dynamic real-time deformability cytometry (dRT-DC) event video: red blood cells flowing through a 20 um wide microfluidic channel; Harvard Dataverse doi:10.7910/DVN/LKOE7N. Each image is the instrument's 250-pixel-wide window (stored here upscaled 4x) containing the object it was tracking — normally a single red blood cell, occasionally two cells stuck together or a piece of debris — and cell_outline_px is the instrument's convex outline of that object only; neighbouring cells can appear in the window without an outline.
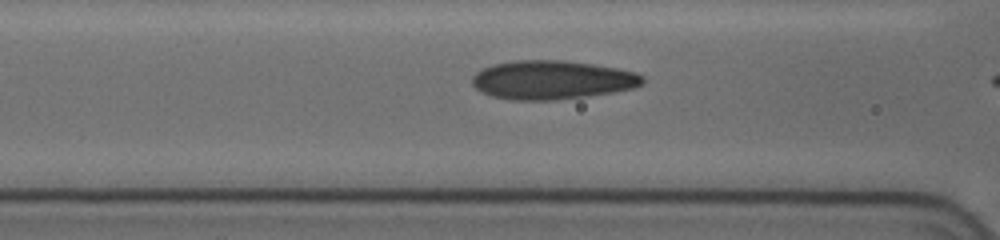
{"species": "human", "species_latin": "Homo sapiens", "temperature_condition": "cold", "stored_images_in_passage": 14, "camera_frame_rate_fps": 3000, "um_per_image_px": 0.085, "donor": {"sex": "female"}, "frame": {"image": 1, "passage_image": 10, "time_ms": 1.667, "image_size_px": [1000, 240], "cell_outline_px": [[644, 80], [640, 84], [632, 88], [612, 92], [584, 96], [552, 100], [512, 100], [492, 96], [476, 88], [472, 84], [472, 76], [476, 72], [492, 64], [512, 60], [564, 60], [592, 64], [616, 68], [636, 72], [644, 76]], "centroid_in_image_um": [46.89, 6.78], "position_along_channel_um": 119.7, "area_um2": 38.32}}